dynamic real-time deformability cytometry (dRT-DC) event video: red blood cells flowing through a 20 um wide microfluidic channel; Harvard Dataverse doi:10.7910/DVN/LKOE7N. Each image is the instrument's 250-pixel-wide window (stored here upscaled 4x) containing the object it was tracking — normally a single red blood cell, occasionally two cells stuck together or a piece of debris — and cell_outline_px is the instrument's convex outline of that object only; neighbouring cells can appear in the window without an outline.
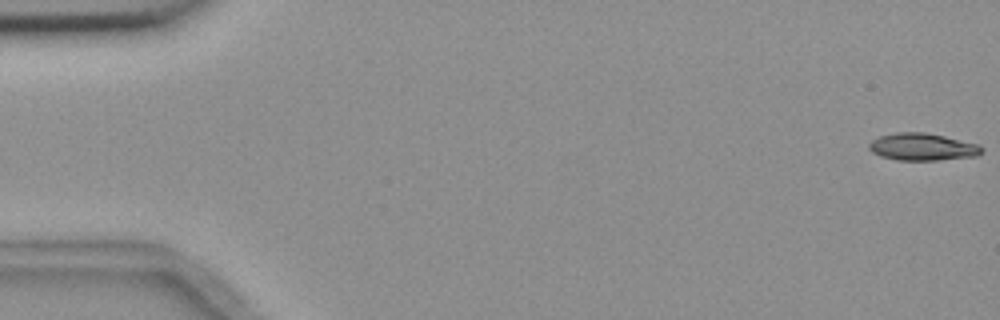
{"species": "common noctule bat (a hibernating species)", "species_latin": "Nyctalus noctula", "temperature_condition": "room temperature", "stored_images_in_passage": 5, "camera_frame_rate_fps": 3000, "um_per_image_px": 0.085, "animal": {"sex": "female", "body_mass_g": 18.4}, "frame": {"image": 1, "passage_image": 1, "time_ms": 0.0, "image_size_px": [1000, 320], "cell_outline_px": [[984, 148], [976, 156], [936, 160], [896, 160], [880, 156], [872, 152], [868, 148], [868, 144], [872, 140], [880, 136], [896, 132], [924, 132], [944, 136], [980, 144]], "centroid_in_image_um": [78.39, 12.48], "position_along_channel_um": 6.6, "area_um2": 17.92}}
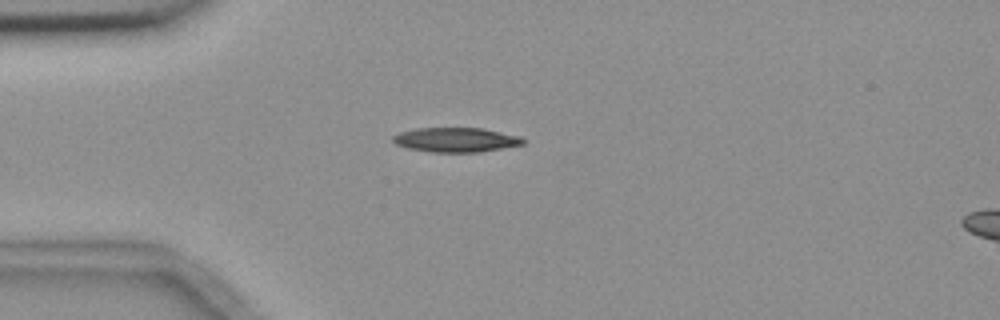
{"frame": {"image": 2, "passage_image": 5, "time_ms": 4.667, "image_size_px": [1000, 320], "cell_outline_px": [[524, 144], [480, 152], [432, 152], [408, 148], [396, 144], [392, 140], [392, 136], [400, 132], [416, 128], [484, 128], [520, 136], [524, 140]], "centroid_in_image_um": [38.75, 11.88], "position_along_channel_um": 46.3, "area_um2": 18.55}}